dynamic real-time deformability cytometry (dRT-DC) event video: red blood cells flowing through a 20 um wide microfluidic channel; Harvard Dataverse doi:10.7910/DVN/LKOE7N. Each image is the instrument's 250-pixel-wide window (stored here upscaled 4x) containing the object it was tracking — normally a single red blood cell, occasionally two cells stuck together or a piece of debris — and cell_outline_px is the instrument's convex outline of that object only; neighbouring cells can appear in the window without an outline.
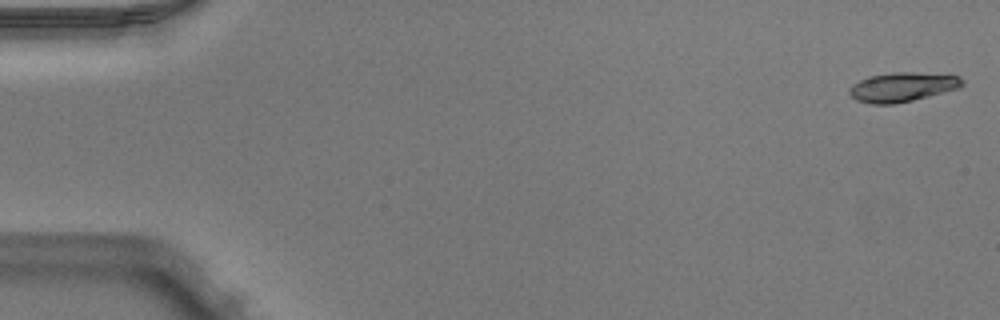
{"species": "Egyptian fruit bat (a non-hibernating species)", "species_latin": "Rousettus aegyptiacus", "temperature_condition": "warm", "stored_images_in_passage": 51, "camera_frame_rate_fps": 3000, "um_per_image_px": 0.085, "animal": {"sex": "male"}, "frame": {"image": 1, "passage_image": 1, "time_ms": 0.0, "image_size_px": [1000, 320], "cell_outline_px": [[964, 84], [960, 88], [912, 100], [892, 104], [872, 104], [856, 100], [848, 92], [852, 84], [868, 76], [892, 72], [916, 72], [960, 76], [964, 80]], "centroid_in_image_um": [76.71, 7.38], "position_along_channel_um": 8.3, "area_um2": 19.31}}
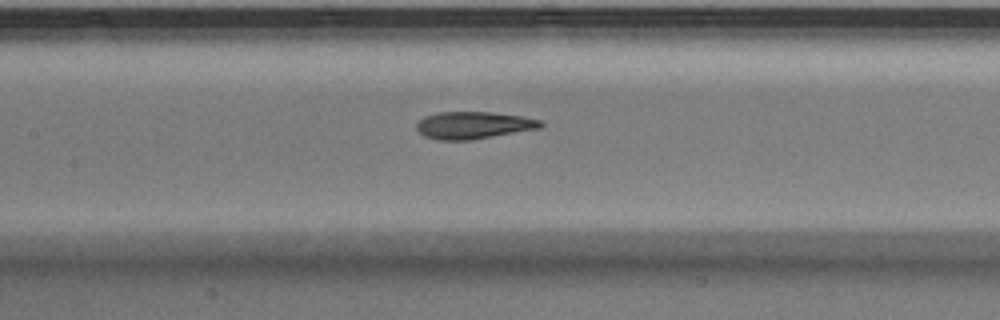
{"frame": {"image": 2, "passage_image": 24, "time_ms": 7.667, "image_size_px": [1000, 320], "cell_outline_px": [[544, 124], [540, 128], [472, 140], [436, 140], [424, 136], [416, 128], [416, 124], [424, 116], [436, 112], [492, 112], [520, 116], [540, 120]], "centroid_in_image_um": [40.21, 10.64], "position_along_channel_um": 167.2, "area_um2": 19.71}}
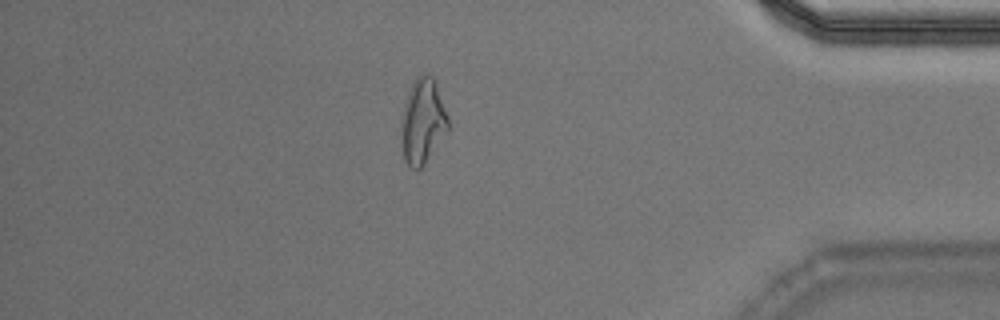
{"frame": {"image": 3, "passage_image": 44, "time_ms": 14.333, "image_size_px": [1000, 320], "cell_outline_px": [[448, 128], [424, 164], [420, 168], [412, 168], [404, 160], [404, 108], [412, 84], [416, 76], [428, 72], [436, 80], [448, 116]], "centroid_in_image_um": [35.99, 10.22], "position_along_channel_um": 399.2, "area_um2": 22.14}, "authors_computed_cell_mechanics": {"area_um2": 19.941, "velocity_mm_per_s": 3.9818, "shape_relaxation_time_tau1_ms": 11.3613, "shape_relaxation_time_tau2_ms": 2.0188, "deformation_change_tau1": 0.3405, "deformation_change_tau2": 0.0946}}